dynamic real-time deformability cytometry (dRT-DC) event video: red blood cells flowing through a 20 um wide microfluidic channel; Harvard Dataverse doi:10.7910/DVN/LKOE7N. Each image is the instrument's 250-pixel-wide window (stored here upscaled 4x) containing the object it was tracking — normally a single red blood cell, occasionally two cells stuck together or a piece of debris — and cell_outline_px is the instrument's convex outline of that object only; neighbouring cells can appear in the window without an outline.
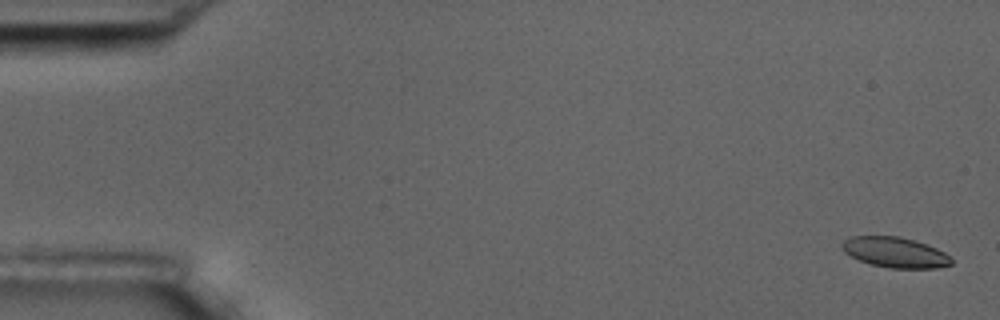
{"species": "common noctule bat (a hibernating species)", "species_latin": "Nyctalus noctula", "temperature_condition": "room temperature", "stored_images_in_passage": 6, "camera_frame_rate_fps": 3000, "um_per_image_px": 0.085, "animal": {"sex": "male", "body_mass_g": 17.5, "forearm_length_mm": 52.3}, "frame": {"image": 1, "passage_image": 1, "time_ms": 0.0, "image_size_px": [1000, 320], "cell_outline_px": [[952, 264], [936, 268], [888, 268], [872, 264], [860, 260], [844, 252], [840, 244], [848, 236], [900, 236], [936, 248], [952, 256]], "centroid_in_image_um": [76.08, 21.45], "position_along_channel_um": 8.9, "area_um2": 19.31}}